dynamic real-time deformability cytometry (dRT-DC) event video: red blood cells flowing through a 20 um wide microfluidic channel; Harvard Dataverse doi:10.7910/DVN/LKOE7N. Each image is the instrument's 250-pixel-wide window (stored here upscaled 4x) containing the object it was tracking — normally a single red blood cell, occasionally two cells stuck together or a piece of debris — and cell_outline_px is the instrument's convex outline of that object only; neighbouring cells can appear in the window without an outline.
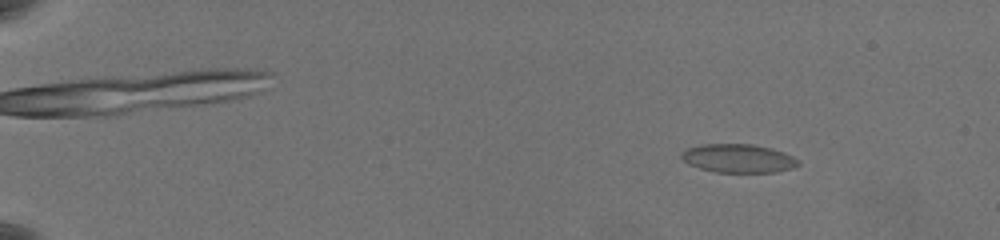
{"species": "common noctule bat (a hibernating species)", "species_latin": "Nyctalus noctula", "temperature_condition": "warm", "stored_images_in_passage": 66, "camera_frame_rate_fps": 3000, "um_per_image_px": 0.085, "animal": {"sex": "female", "body_mass_g": 19.5, "forearm_length_mm": 54.1}, "frame": {"image": 1, "passage_image": 10, "time_ms": 3.0, "image_size_px": [1000, 240], "cell_outline_px": [[800, 164], [792, 168], [772, 172], [716, 172], [700, 168], [688, 164], [680, 156], [688, 148], [704, 144], [752, 144], [772, 148], [784, 152], [800, 160]], "centroid_in_image_um": [62.79, 13.46], "position_along_channel_um": 22.2, "area_um2": 19.31}}
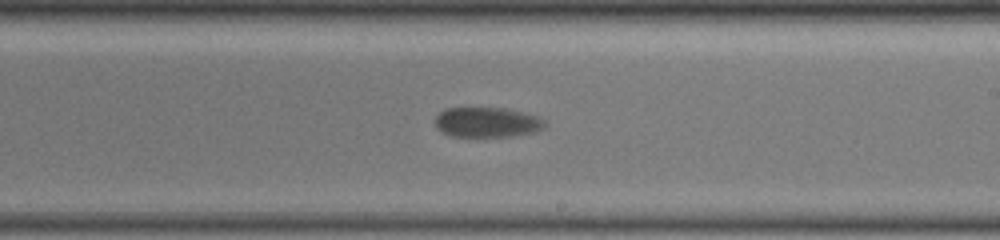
{"frame": {"image": 2, "passage_image": 43, "time_ms": 14.0, "image_size_px": [1000, 240], "cell_outline_px": [[548, 124], [544, 128], [536, 132], [508, 136], [452, 136], [436, 128], [436, 116], [444, 108], [504, 108], [540, 116]], "centroid_in_image_um": [41.45, 10.38], "position_along_channel_um": 247.6, "area_um2": 19.19}}
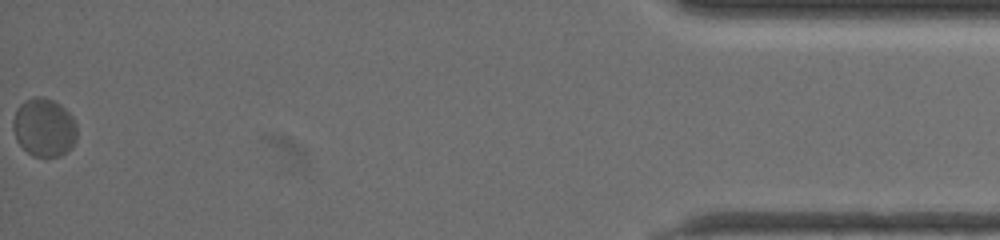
{"frame": {"image": 3, "passage_image": 66, "time_ms": 21.667, "image_size_px": [1000, 240], "cell_outline_px": [[76, 140], [72, 148], [60, 156], [32, 156], [16, 140], [12, 128], [12, 120], [16, 108], [24, 100], [36, 96], [44, 96], [60, 104], [72, 116], [76, 124]], "centroid_in_image_um": [3.73, 10.82], "position_along_channel_um": 431.5, "area_um2": 21.96}, "authors_computed_cell_mechanics": {"area_um2": 20.0855, "velocity_mm_per_s": 3.4138, "shape_relaxation_time_tau1_ms": 2.7596, "shape_relaxation_time_tau2_ms": null, "deformation_change_tau1": 0.0502, "deformation_change_tau2": null}}